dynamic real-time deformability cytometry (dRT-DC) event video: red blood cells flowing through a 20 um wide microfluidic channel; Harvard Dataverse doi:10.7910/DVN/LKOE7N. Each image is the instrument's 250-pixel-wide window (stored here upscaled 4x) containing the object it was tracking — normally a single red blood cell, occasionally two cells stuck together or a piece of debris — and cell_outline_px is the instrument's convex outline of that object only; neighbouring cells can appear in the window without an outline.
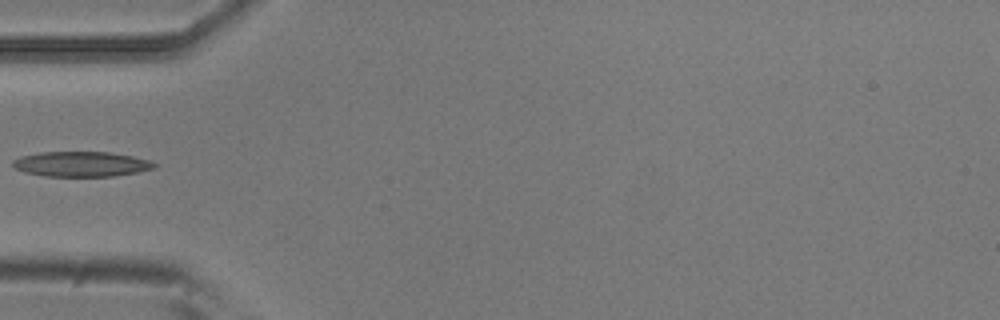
{"species": "common noctule bat (a hibernating species)", "species_latin": "Nyctalus noctula", "temperature_condition": "room temperature", "stored_images_in_passage": 5, "camera_frame_rate_fps": 3000, "um_per_image_px": 0.085, "animal": {"sex": "male", "body_mass_g": 20.5, "forearm_length_mm": 52.5}, "frame": {"image": 1, "passage_image": 5, "time_ms": 1.333, "image_size_px": [1000, 320], "cell_outline_px": [[156, 168], [136, 172], [112, 176], [44, 176], [24, 172], [16, 168], [12, 164], [12, 160], [20, 156], [40, 152], [108, 152], [132, 156], [148, 160], [156, 164]], "centroid_in_image_um": [6.87, 13.94], "position_along_channel_um": 78.1, "area_um2": 20.58}}